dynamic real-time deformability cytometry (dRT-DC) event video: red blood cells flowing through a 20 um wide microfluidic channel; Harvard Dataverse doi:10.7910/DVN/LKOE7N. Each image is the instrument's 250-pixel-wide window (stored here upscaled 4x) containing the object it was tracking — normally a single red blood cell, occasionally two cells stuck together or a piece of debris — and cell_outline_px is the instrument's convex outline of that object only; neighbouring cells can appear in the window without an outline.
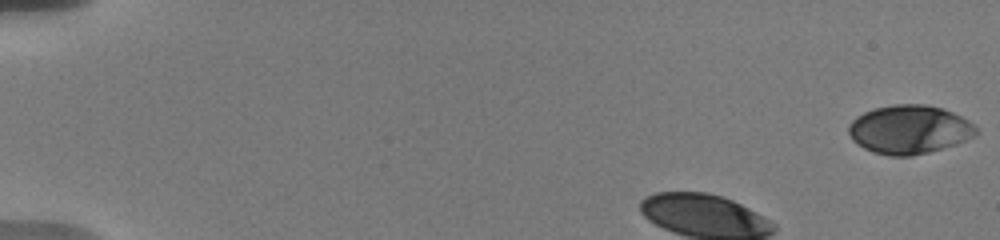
{"species": "human", "species_latin": "Homo sapiens", "temperature_condition": "warm", "stored_images_in_passage": 43, "camera_frame_rate_fps": 3000, "um_per_image_px": 0.085, "donor": {"sex": "male"}, "frame": {"image": 1, "passage_image": 1, "time_ms": 0.0, "image_size_px": [1000, 240], "cell_outline_px": [[980, 132], [956, 144], [928, 152], [912, 156], [888, 156], [872, 152], [856, 144], [852, 140], [848, 132], [848, 124], [856, 116], [864, 112], [876, 108], [892, 104], [924, 104], [940, 108], [952, 112], [968, 120]], "centroid_in_image_um": [77.25, 11.01], "position_along_channel_um": 7.8, "area_um2": 36.18}}
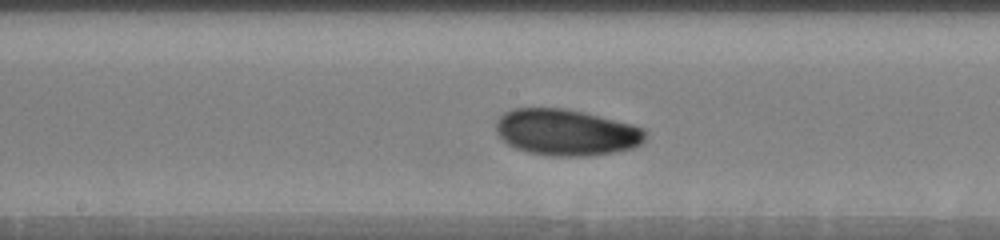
{"frame": {"image": 2, "passage_image": 19, "time_ms": 7.667, "image_size_px": [1000, 240], "cell_outline_px": [[644, 140], [640, 144], [632, 148], [616, 152], [588, 156], [548, 156], [528, 152], [516, 148], [508, 144], [496, 132], [496, 120], [504, 112], [512, 108], [564, 108], [584, 112], [632, 124], [644, 128]], "centroid_in_image_um": [48.11, 11.25], "position_along_channel_um": 200.1, "area_um2": 40.4}}
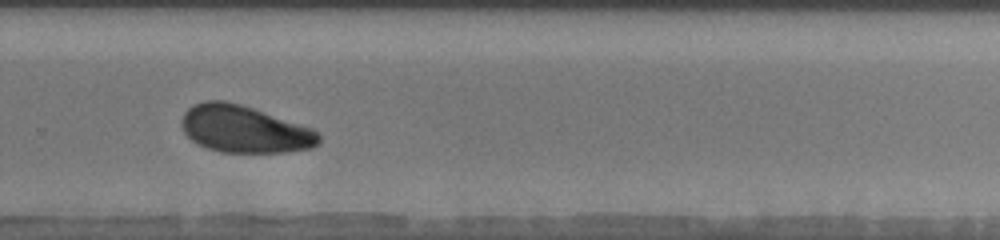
{"frame": {"image": 3, "passage_image": 27, "time_ms": 10.667, "image_size_px": [1000, 240], "cell_outline_px": [[320, 144], [312, 148], [284, 152], [220, 152], [196, 144], [184, 132], [180, 124], [180, 120], [184, 112], [192, 104], [204, 100], [224, 100], [240, 104], [312, 128], [320, 136]], "centroid_in_image_um": [20.73, 10.97], "position_along_channel_um": 309.1, "area_um2": 37.74}, "authors_computed_cell_mechanics": {"area_um2": 37.7434, "velocity_mm_per_s": 3.648, "shape_relaxation_time_tau1_ms": 2.7183, "shape_relaxation_time_tau2_ms": null, "deformation_change_tau1": 0.0964, "deformation_change_tau2": null}}